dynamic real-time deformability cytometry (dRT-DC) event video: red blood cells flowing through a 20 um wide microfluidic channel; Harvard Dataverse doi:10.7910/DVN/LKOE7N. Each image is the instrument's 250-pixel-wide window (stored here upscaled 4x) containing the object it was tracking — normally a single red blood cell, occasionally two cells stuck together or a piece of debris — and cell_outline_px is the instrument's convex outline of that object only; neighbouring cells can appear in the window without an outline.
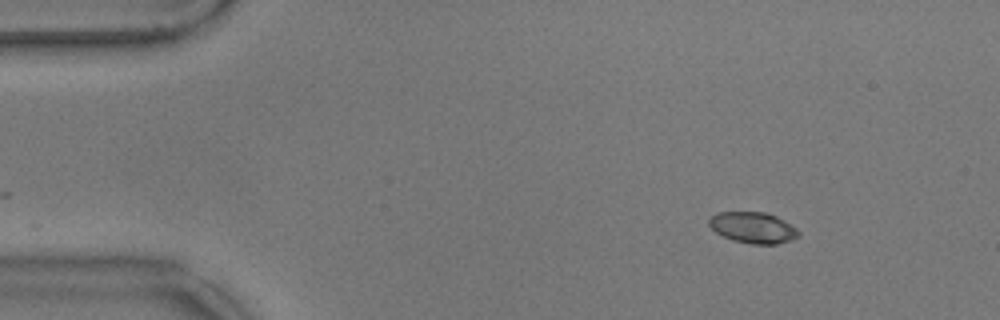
{"species": "common noctule bat (a hibernating species)", "species_latin": "Nyctalus noctula", "temperature_condition": "warm", "stored_images_in_passage": 51, "camera_frame_rate_fps": 3000, "um_per_image_px": 0.085, "animal": {"sex": "male", "body_mass_g": 17.9}, "frame": {"image": 1, "passage_image": 1, "time_ms": 0.0, "image_size_px": [1000, 320], "cell_outline_px": [[800, 236], [792, 240], [776, 244], [752, 244], [732, 240], [716, 232], [708, 224], [708, 220], [716, 212], [768, 212], [784, 220], [796, 228], [800, 232]], "centroid_in_image_um": [64.03, 19.34], "position_along_channel_um": 21.0, "area_um2": 16.3}}
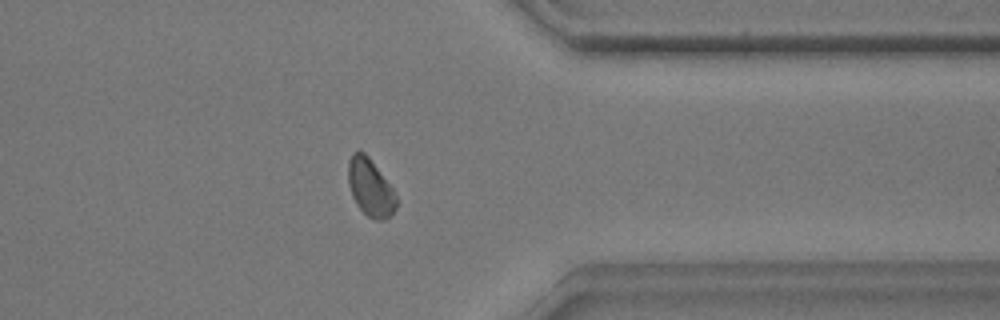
{"frame": {"image": 2, "passage_image": 39, "time_ms": 12.667, "image_size_px": [1000, 320], "cell_outline_px": [[396, 208], [384, 220], [376, 220], [368, 216], [356, 204], [352, 196], [348, 184], [348, 160], [352, 152], [364, 152], [368, 156], [392, 188], [396, 196]], "centroid_in_image_um": [31.45, 15.94], "position_along_channel_um": 380.0, "area_um2": 15.84}}
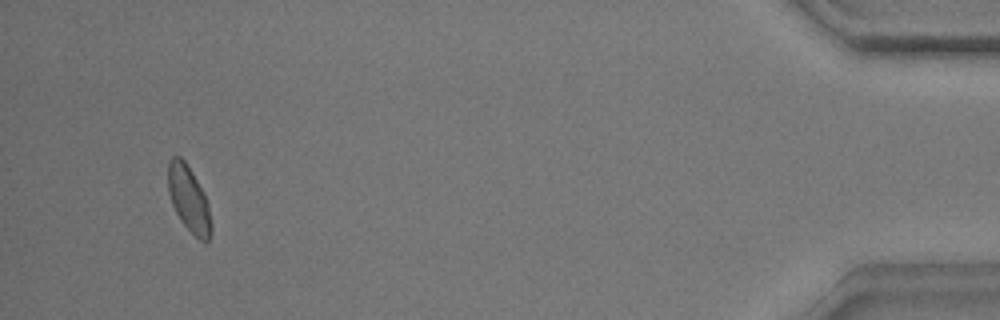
{"frame": {"image": 3, "passage_image": 48, "time_ms": 15.667, "image_size_px": [1000, 320], "cell_outline_px": [[212, 228], [208, 244], [204, 244], [180, 220], [172, 204], [168, 192], [168, 160], [172, 156], [180, 156], [184, 160], [192, 172], [204, 192], [208, 204], [212, 224]], "centroid_in_image_um": [16.06, 16.92], "position_along_channel_um": 419.1, "area_um2": 16.65}, "authors_computed_cell_mechanics": {"area_um2": 16.1262, "velocity_mm_per_s": 3.535, "shape_relaxation_time_tau1_ms": 2.2376, "shape_relaxation_time_tau2_ms": null, "deformation_change_tau1": 0.0975, "deformation_change_tau2": null}}